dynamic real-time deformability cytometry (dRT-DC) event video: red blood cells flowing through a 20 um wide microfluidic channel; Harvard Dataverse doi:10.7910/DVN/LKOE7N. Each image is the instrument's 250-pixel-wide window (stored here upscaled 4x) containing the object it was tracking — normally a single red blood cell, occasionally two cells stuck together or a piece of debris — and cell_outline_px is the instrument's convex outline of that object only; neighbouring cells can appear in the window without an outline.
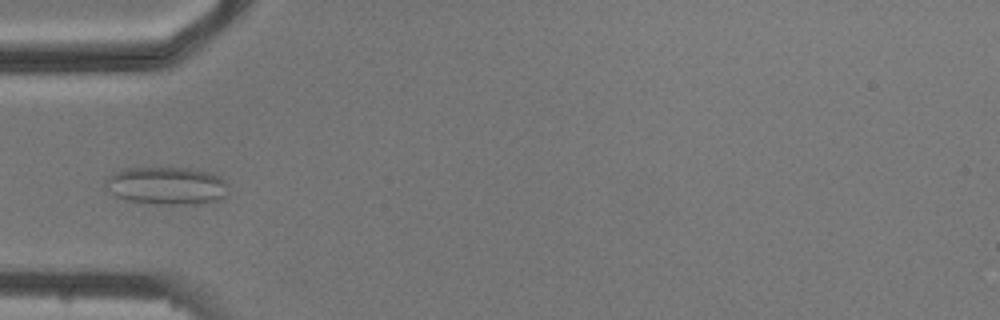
{"species": "common noctule bat (a hibernating species)", "species_latin": "Nyctalus noctula", "temperature_condition": "cold", "stored_images_in_passage": 5, "camera_frame_rate_fps": 3000, "um_per_image_px": 0.085, "animal": {"sex": "male", "body_mass_g": 20.5, "forearm_length_mm": 52.5}, "frame": {"image": 1, "passage_image": 5, "time_ms": 5.667, "image_size_px": [1000, 320], "cell_outline_px": [[228, 196], [216, 200], [200, 204], [160, 204], [128, 200], [116, 196], [104, 188], [104, 184], [108, 176], [124, 168], [196, 168], [212, 172], [220, 176], [224, 180]], "centroid_in_image_um": [14.18, 15.78], "position_along_channel_um": 70.8, "area_um2": 27.22}}